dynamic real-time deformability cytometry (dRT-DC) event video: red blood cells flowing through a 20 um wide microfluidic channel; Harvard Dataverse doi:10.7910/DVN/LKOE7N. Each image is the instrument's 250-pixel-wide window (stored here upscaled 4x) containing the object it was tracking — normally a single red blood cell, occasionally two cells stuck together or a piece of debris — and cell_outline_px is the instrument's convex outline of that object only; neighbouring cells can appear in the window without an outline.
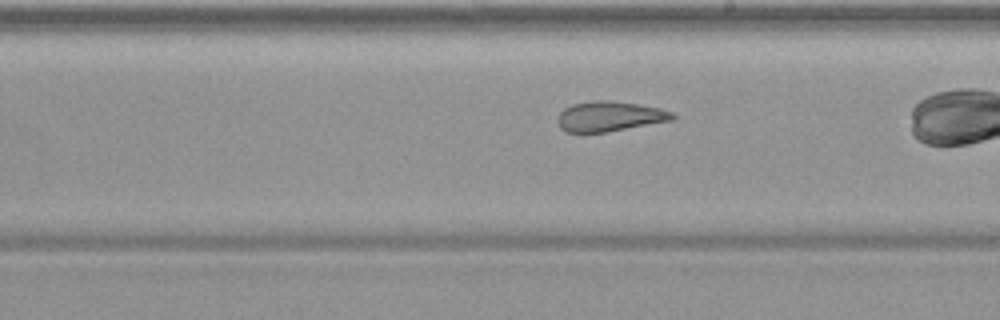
{"species": "common noctule bat (a hibernating species)", "species_latin": "Nyctalus noctula", "temperature_condition": "warm", "stored_images_in_passage": 39, "camera_frame_rate_fps": 3000, "um_per_image_px": 0.085, "animal": {"sex": "female", "body_mass_g": 19.9}, "frame": {"image": 1, "passage_image": 28, "time_ms": 9.0, "image_size_px": [1000, 320], "cell_outline_px": [[676, 116], [672, 120], [608, 132], [564, 132], [560, 128], [556, 120], [560, 112], [564, 108], [572, 104], [596, 100], [612, 100], [660, 108], [672, 112]], "centroid_in_image_um": [51.78, 9.89], "position_along_channel_um": 237.2, "area_um2": 20.17}}